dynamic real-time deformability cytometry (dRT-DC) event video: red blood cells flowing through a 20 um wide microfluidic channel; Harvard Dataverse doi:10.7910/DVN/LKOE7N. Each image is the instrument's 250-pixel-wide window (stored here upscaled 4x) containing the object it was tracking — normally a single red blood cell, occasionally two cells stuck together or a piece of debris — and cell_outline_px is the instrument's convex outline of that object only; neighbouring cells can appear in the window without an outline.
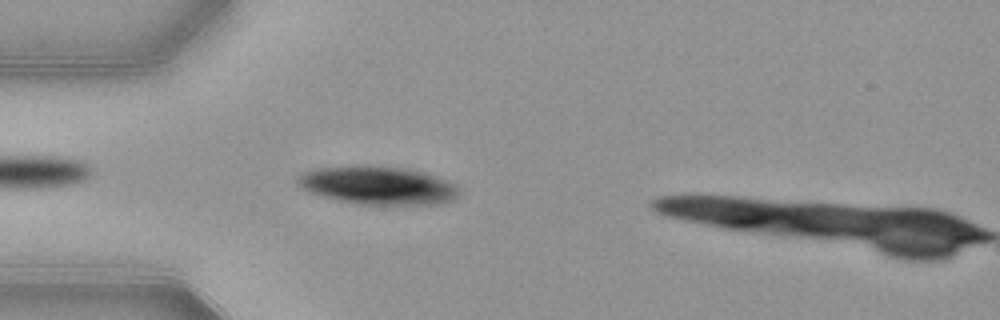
{"species": "common noctule bat (a hibernating species)", "species_latin": "Nyctalus noctula", "temperature_condition": "warm", "stored_images_in_passage": 11, "camera_frame_rate_fps": 3000, "um_per_image_px": 0.085, "animal": {"sex": "female", "body_mass_g": 21.9}, "frame": {"image": 1, "passage_image": 10, "time_ms": 3.0, "image_size_px": [1000, 320], "cell_outline_px": [[460, 192], [452, 200], [436, 204], [360, 204], [340, 200], [308, 192], [300, 188], [296, 184], [296, 176], [304, 172], [316, 168], [360, 164], [368, 164], [412, 168], [448, 180], [456, 184]], "centroid_in_image_um": [32.09, 15.72], "position_along_channel_um": 52.9, "area_um2": 36.53}}